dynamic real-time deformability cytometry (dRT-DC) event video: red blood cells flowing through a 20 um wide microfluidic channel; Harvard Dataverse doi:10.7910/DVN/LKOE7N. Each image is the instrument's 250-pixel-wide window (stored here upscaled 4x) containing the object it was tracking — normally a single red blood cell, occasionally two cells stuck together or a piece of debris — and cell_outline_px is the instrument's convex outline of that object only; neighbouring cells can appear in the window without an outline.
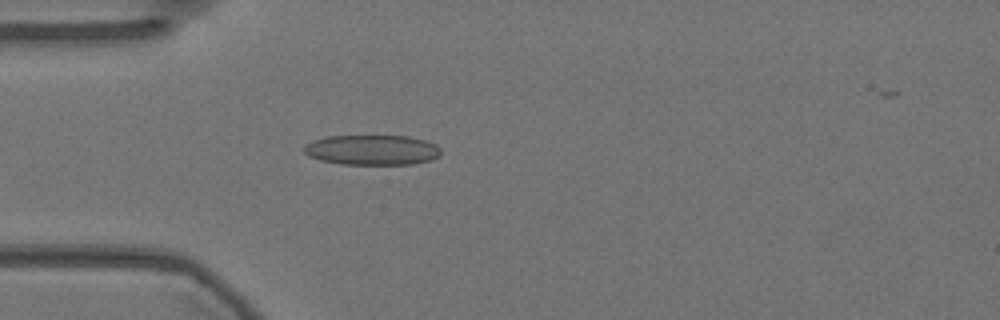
{"species": "Egyptian fruit bat (a non-hibernating species)", "species_latin": "Rousettus aegyptiacus", "temperature_condition": "warm", "stored_images_in_passage": 42, "camera_frame_rate_fps": 3000, "um_per_image_px": 0.085, "animal": {"sex": "female"}, "frame": {"image": 1, "passage_image": 2, "time_ms": 0.333, "image_size_px": [1000, 320], "cell_outline_px": [[440, 156], [432, 160], [412, 164], [340, 164], [320, 160], [308, 156], [304, 152], [304, 144], [328, 136], [408, 136], [424, 140], [436, 144], [440, 148]], "centroid_in_image_um": [31.64, 12.75], "position_along_channel_um": 53.4, "area_um2": 24.04}}
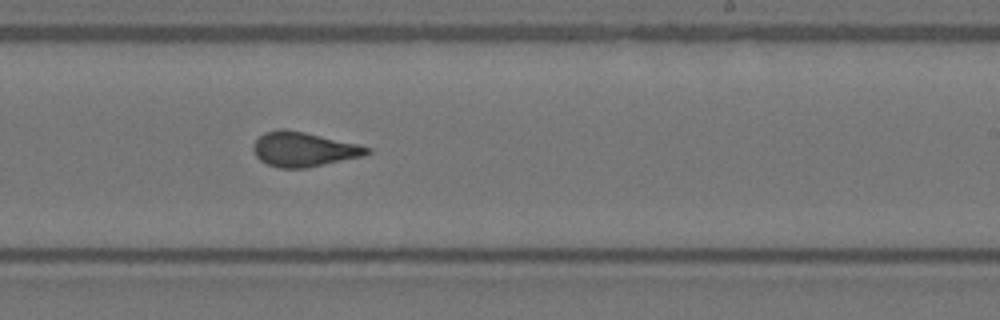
{"frame": {"image": 2, "passage_image": 20, "time_ms": 6.333, "image_size_px": [1000, 320], "cell_outline_px": [[372, 152], [364, 156], [308, 168], [280, 168], [268, 164], [260, 160], [256, 156], [252, 148], [252, 144], [264, 132], [280, 128], [284, 128], [304, 132], [360, 144], [372, 148]], "centroid_in_image_um": [25.84, 12.69], "position_along_channel_um": 263.2, "area_um2": 23.18}}
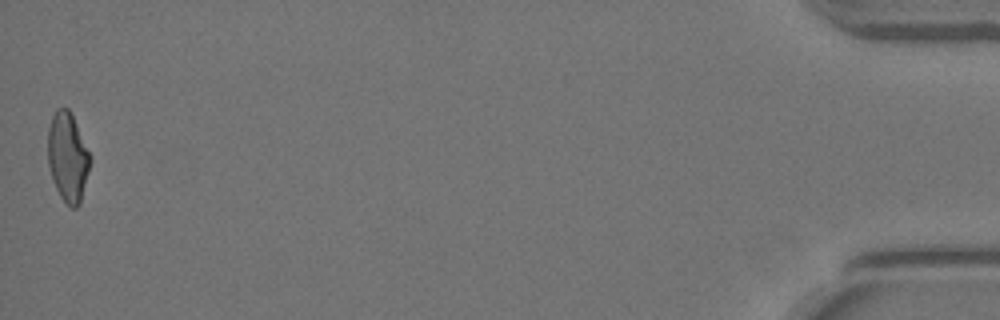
{"frame": {"image": 3, "passage_image": 42, "time_ms": 13.667, "image_size_px": [1000, 320], "cell_outline_px": [[92, 160], [80, 204], [76, 208], [72, 208], [60, 196], [56, 188], [48, 164], [48, 128], [52, 116], [56, 108], [68, 108], [92, 156]], "centroid_in_image_um": [5.77, 13.35], "position_along_channel_um": 429.4, "area_um2": 21.96}, "authors_computed_cell_mechanics": {"area_um2": 22.6576, "velocity_mm_per_s": 3.6054, "shape_relaxation_time_tau1_ms": null, "shape_relaxation_time_tau2_ms": 1.4003, "deformation_change_tau1": null, "deformation_change_tau2": 0.1023}}